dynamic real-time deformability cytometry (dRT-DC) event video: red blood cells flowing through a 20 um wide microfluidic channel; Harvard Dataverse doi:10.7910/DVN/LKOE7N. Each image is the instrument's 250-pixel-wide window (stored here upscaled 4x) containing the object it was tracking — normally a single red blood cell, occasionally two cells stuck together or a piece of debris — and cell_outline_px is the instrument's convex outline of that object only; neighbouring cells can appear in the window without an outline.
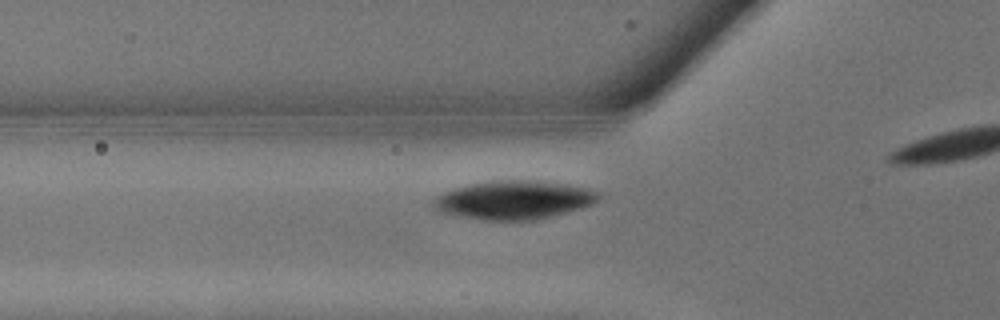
{"species": "common noctule bat (a hibernating species)", "species_latin": "Nyctalus noctula", "temperature_condition": "warm", "stored_images_in_passage": 7, "camera_frame_rate_fps": 3000, "um_per_image_px": 0.085, "animal": {"sex": "male", "body_mass_g": 13.3}, "frame": {"image": 1, "passage_image": 4, "time_ms": 1.0, "image_size_px": [1000, 320], "cell_outline_px": [[600, 200], [592, 204], [556, 216], [536, 220], [480, 220], [456, 216], [436, 212], [432, 208], [432, 200], [436, 196], [444, 192], [468, 184], [484, 180], [552, 180], [572, 184], [588, 188], [600, 192]], "centroid_in_image_um": [43.69, 16.98], "position_along_channel_um": 82.1, "area_um2": 38.32}}
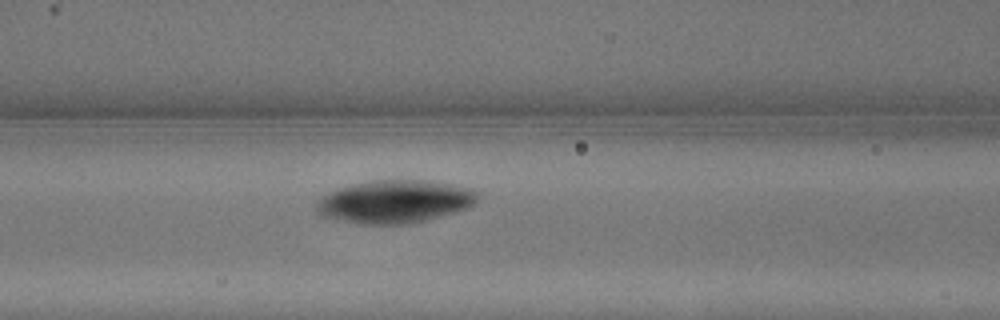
{"frame": {"image": 2, "passage_image": 6, "time_ms": 1.667, "image_size_px": [1000, 320], "cell_outline_px": [[476, 200], [468, 208], [428, 220], [412, 224], [360, 224], [320, 216], [316, 212], [316, 200], [320, 196], [336, 188], [352, 184], [372, 180], [428, 180], [452, 184], [472, 188], [476, 192]], "centroid_in_image_um": [33.5, 17.13], "position_along_channel_um": 133.1, "area_um2": 40.75}}